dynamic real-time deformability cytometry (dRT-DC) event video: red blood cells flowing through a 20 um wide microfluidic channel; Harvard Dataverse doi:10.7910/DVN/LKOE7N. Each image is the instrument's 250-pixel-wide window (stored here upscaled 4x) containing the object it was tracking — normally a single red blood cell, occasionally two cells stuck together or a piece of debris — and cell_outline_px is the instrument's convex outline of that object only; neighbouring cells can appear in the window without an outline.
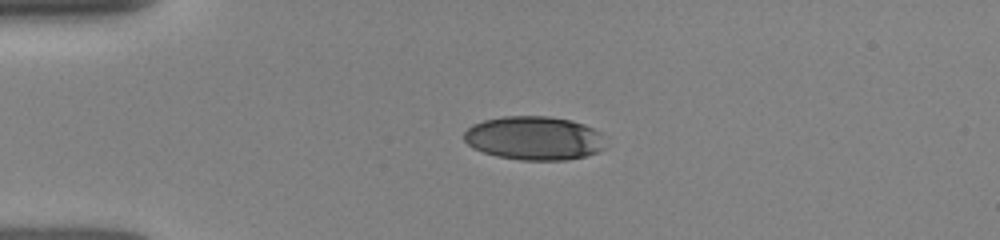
{"species": "human", "species_latin": "Homo sapiens", "temperature_condition": "room temperature", "stored_images_in_passage": 36, "camera_frame_rate_fps": 3000, "um_per_image_px": 0.085, "donor": {"sex": "female"}, "frame": {"image": 1, "passage_image": 1, "time_ms": 0.0, "image_size_px": [1000, 240], "cell_outline_px": [[604, 148], [596, 152], [584, 156], [564, 160], [520, 160], [496, 156], [472, 148], [464, 140], [464, 132], [472, 124], [484, 120], [504, 116], [548, 116], [572, 120], [584, 124], [600, 132]], "centroid_in_image_um": [45.36, 11.74], "position_along_channel_um": 39.6, "area_um2": 36.01}}
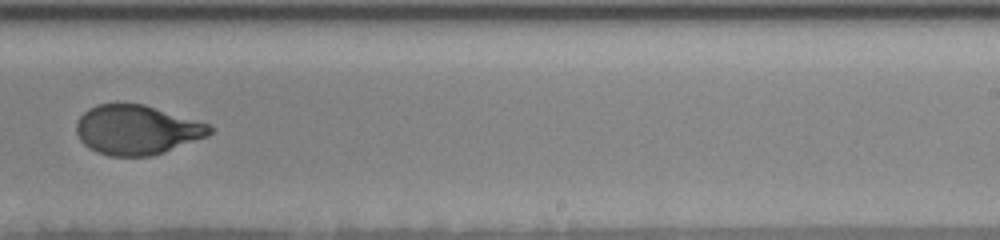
{"frame": {"image": 2, "passage_image": 19, "time_ms": 6.667, "image_size_px": [1000, 240], "cell_outline_px": [[216, 128], [208, 136], [164, 152], [152, 156], [108, 156], [96, 152], [88, 148], [80, 140], [76, 132], [76, 124], [80, 116], [88, 108], [96, 104], [116, 100], [120, 100], [144, 104], [208, 124]], "centroid_in_image_um": [11.58, 11.0], "position_along_channel_um": 277.4, "area_um2": 39.25}}
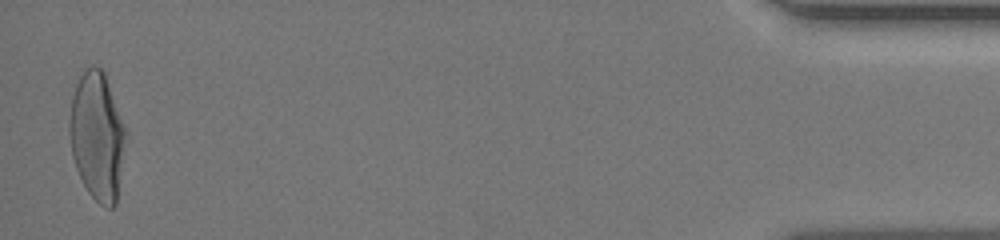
{"frame": {"image": 3, "passage_image": 35, "time_ms": 12.333, "image_size_px": [1000, 240], "cell_outline_px": [[124, 132], [116, 204], [112, 208], [108, 208], [100, 204], [88, 192], [76, 168], [72, 156], [68, 132], [68, 124], [72, 96], [76, 84], [80, 76], [88, 68], [100, 68], [104, 72], [124, 128]], "centroid_in_image_um": [8.19, 11.59], "position_along_channel_um": 427.0, "area_um2": 40.58}}